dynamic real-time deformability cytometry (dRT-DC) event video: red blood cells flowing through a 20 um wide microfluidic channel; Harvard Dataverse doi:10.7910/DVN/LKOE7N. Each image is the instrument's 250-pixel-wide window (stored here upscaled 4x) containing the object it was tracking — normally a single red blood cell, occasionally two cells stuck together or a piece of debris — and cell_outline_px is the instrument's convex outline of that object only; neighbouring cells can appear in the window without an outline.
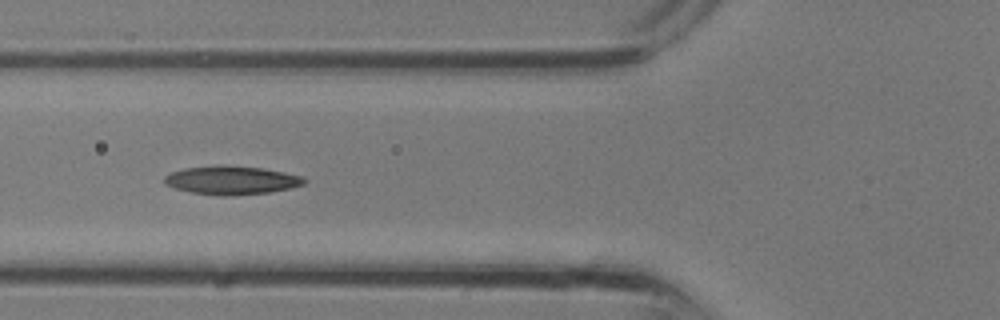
{"species": "common noctule bat (a hibernating species)", "species_latin": "Nyctalus noctula", "temperature_condition": "room temperature", "stored_images_in_passage": 23, "camera_frame_rate_fps": 3000, "um_per_image_px": 0.085, "animal": {"sex": "male", "body_mass_g": 13.3}, "frame": {"image": 1, "passage_image": 3, "time_ms": 0.667, "image_size_px": [1000, 320], "cell_outline_px": [[308, 180], [304, 184], [292, 188], [268, 192], [224, 196], [192, 192], [176, 188], [164, 184], [164, 176], [172, 172], [184, 168], [264, 168], [284, 172], [300, 176]], "centroid_in_image_um": [19.72, 15.36], "position_along_channel_um": 106.1, "area_um2": 22.08}}
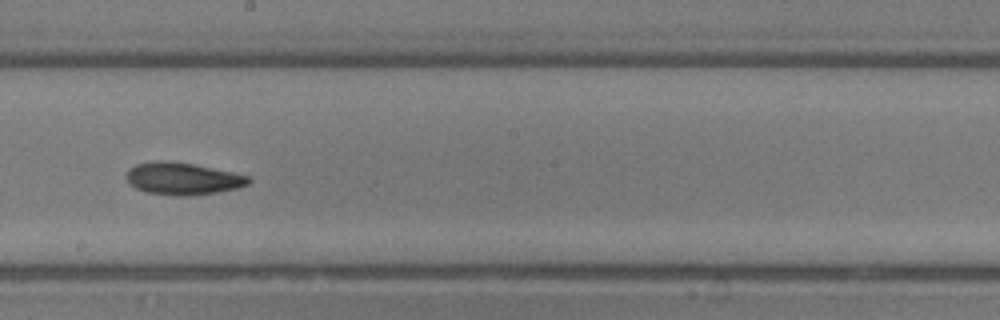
{"frame": {"image": 2, "passage_image": 9, "time_ms": 2.667, "image_size_px": [1000, 320], "cell_outline_px": [[252, 180], [248, 184], [236, 188], [216, 192], [192, 196], [176, 196], [144, 192], [136, 188], [124, 176], [128, 168], [136, 164], [152, 160], [168, 160], [192, 164], [252, 176]], "centroid_in_image_um": [15.5, 15.18], "position_along_channel_um": 232.7, "area_um2": 23.18}}
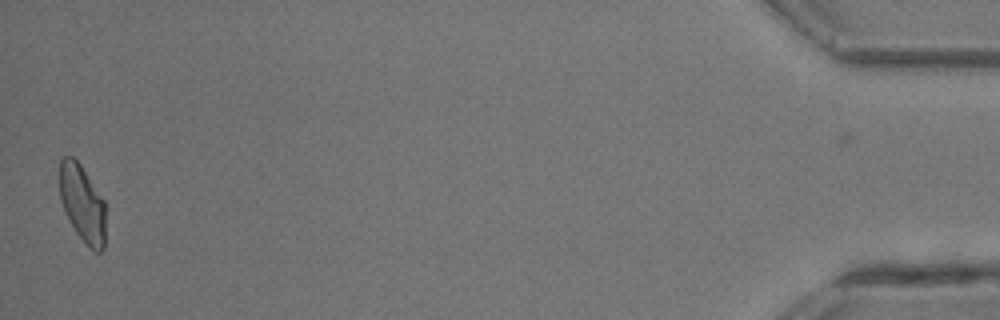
{"frame": {"image": 3, "passage_image": 23, "time_ms": 7.333, "image_size_px": [1000, 320], "cell_outline_px": [[104, 248], [100, 252], [96, 252], [88, 248], [76, 232], [60, 200], [60, 160], [64, 156], [72, 156], [80, 164], [104, 200]], "centroid_in_image_um": [7.0, 17.3], "position_along_channel_um": 428.2, "area_um2": 20.35}}